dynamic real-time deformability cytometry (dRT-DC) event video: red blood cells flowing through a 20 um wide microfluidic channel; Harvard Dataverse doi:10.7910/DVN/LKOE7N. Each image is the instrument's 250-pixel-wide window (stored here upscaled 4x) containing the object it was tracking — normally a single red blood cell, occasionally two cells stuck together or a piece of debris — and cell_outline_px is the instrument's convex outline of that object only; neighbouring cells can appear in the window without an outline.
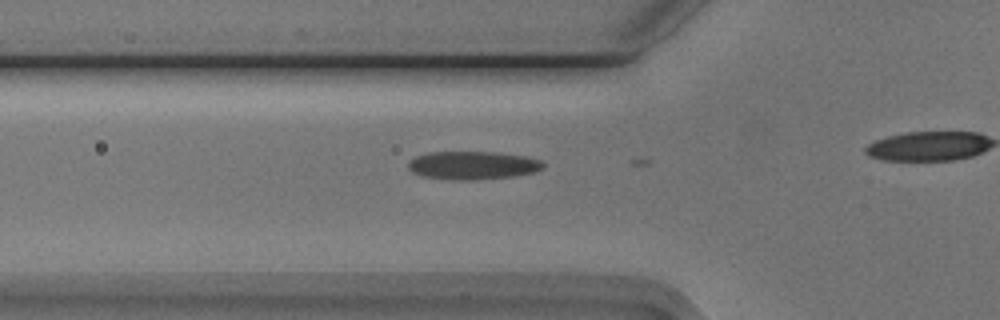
{"species": "Egyptian fruit bat (a non-hibernating species)", "species_latin": "Rousettus aegyptiacus", "temperature_condition": "cold", "stored_images_in_passage": 3, "camera_frame_rate_fps": 3000, "um_per_image_px": 0.085, "animal": {"sex": "male"}, "frame": {"image": 1, "passage_image": 2, "time_ms": 0.333, "image_size_px": [1000, 320], "cell_outline_px": [[544, 168], [536, 172], [512, 176], [472, 180], [456, 180], [424, 176], [412, 172], [408, 168], [408, 160], [416, 156], [428, 152], [496, 152], [528, 156], [544, 160]], "centroid_in_image_um": [40.22, 14.04], "position_along_channel_um": 85.6, "area_um2": 22.37}}